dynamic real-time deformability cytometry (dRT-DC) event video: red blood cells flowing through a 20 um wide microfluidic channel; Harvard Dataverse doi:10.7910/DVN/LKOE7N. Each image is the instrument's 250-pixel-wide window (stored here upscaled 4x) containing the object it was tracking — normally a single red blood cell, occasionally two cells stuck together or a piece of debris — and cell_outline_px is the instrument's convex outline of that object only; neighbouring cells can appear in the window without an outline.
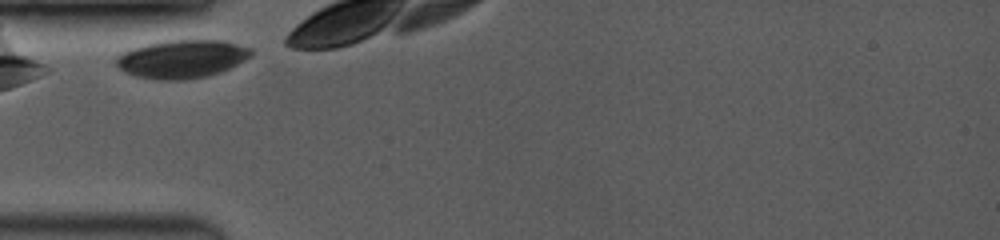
{"species": "common noctule bat (a hibernating species)", "species_latin": "Nyctalus noctula", "temperature_condition": "room temperature", "stored_images_in_passage": 4, "camera_frame_rate_fps": 3500, "um_per_image_px": 0.085, "animal": {"sex": "female", "body_mass_g": 19.0, "forearm_length_mm": 53.3}, "frame": {"image": 1, "passage_image": 1, "time_ms": 0.0, "image_size_px": [1000, 240], "cell_outline_px": [[252, 56], [220, 72], [204, 76], [180, 80], [164, 80], [136, 76], [124, 72], [112, 60], [116, 56], [132, 48], [148, 44], [168, 40], [220, 40], [252, 48]], "centroid_in_image_um": [15.43, 5.0], "position_along_channel_um": 69.6, "area_um2": 29.77}}